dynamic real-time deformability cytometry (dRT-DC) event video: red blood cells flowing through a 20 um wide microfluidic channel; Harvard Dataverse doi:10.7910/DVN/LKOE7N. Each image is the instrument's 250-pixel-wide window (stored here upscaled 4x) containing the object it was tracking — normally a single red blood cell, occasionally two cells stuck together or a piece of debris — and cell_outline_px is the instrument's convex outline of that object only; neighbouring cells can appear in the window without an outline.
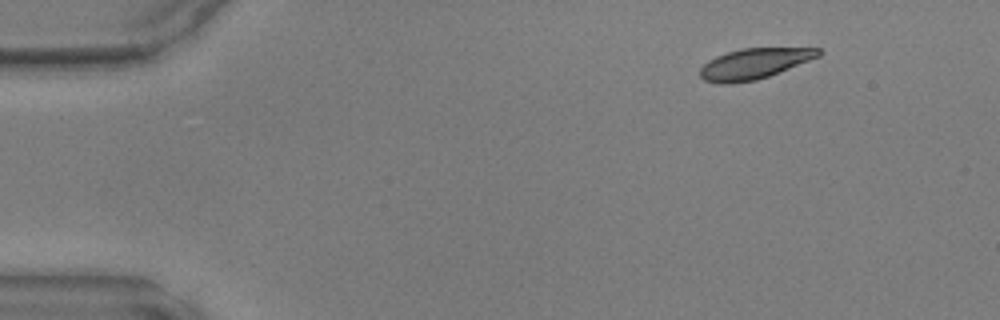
{"species": "common noctule bat (a hibernating species)", "species_latin": "Nyctalus noctula", "temperature_condition": "warm", "stored_images_in_passage": 43, "camera_frame_rate_fps": 3000, "um_per_image_px": 0.085, "animal": {"sex": "male", "body_mass_g": 17.9, "forearm_length_mm": 54.2}, "frame": {"image": 1, "passage_image": 1, "time_ms": 0.0, "image_size_px": [1000, 320], "cell_outline_px": [[824, 52], [820, 56], [768, 76], [756, 80], [732, 84], [720, 84], [704, 80], [700, 76], [700, 68], [708, 60], [716, 56], [740, 48], [820, 48]], "centroid_in_image_um": [64.09, 5.41], "position_along_channel_um": 20.9, "area_um2": 21.1}}
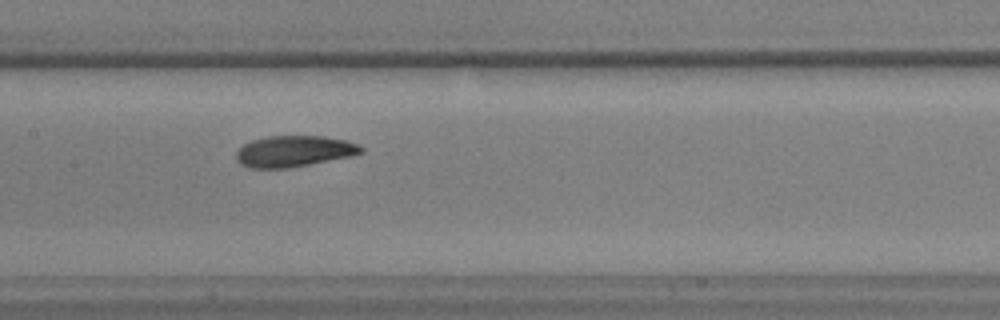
{"frame": {"image": 2, "passage_image": 19, "time_ms": 6.0, "image_size_px": [1000, 320], "cell_outline_px": [[364, 152], [348, 156], [288, 168], [248, 168], [240, 164], [236, 160], [236, 152], [244, 144], [252, 140], [268, 136], [324, 136], [344, 140], [360, 144], [364, 148]], "centroid_in_image_um": [24.96, 12.85], "position_along_channel_um": 182.4, "area_um2": 22.54}}
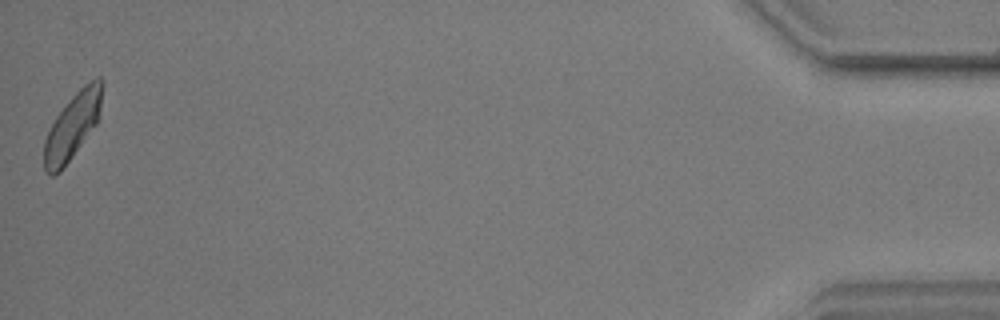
{"frame": {"image": 3, "passage_image": 43, "time_ms": 14.0, "image_size_px": [1000, 320], "cell_outline_px": [[104, 84], [100, 108], [96, 124], [60, 172], [52, 176], [48, 176], [44, 172], [44, 140], [56, 116], [68, 100], [84, 84], [100, 76], [104, 80]], "centroid_in_image_um": [6.16, 10.7], "position_along_channel_um": 429.0, "area_um2": 22.2}}